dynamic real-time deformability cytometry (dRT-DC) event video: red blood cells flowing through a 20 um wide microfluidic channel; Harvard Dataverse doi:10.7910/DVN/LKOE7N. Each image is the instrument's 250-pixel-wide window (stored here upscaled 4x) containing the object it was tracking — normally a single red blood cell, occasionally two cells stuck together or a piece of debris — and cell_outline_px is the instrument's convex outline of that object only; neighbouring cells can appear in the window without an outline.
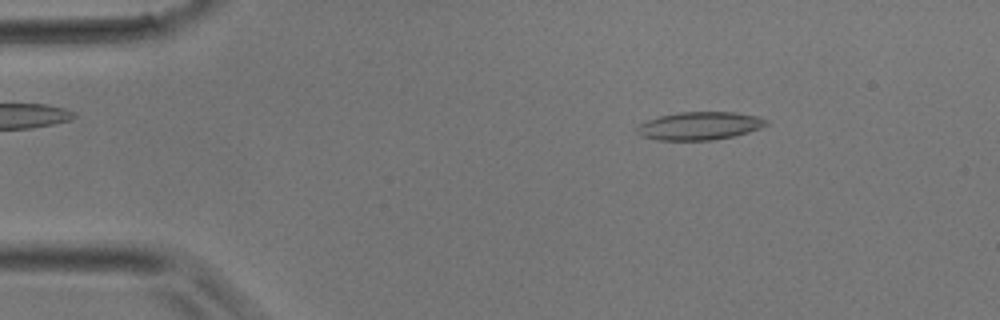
{"species": "common noctule bat (a hibernating species)", "species_latin": "Nyctalus noctula", "temperature_condition": "room temperature", "stored_images_in_passage": 37, "camera_frame_rate_fps": 3000, "um_per_image_px": 0.085, "animal": {"sex": "male", "body_mass_g": 17.9}, "frame": {"image": 1, "passage_image": 6, "time_ms": 1.667, "image_size_px": [1000, 320], "cell_outline_px": [[768, 124], [760, 128], [748, 132], [732, 136], [712, 140], [656, 140], [640, 136], [636, 132], [636, 128], [640, 124], [648, 120], [660, 116], [680, 112], [736, 112], [760, 116], [768, 120]], "centroid_in_image_um": [59.47, 10.69], "position_along_channel_um": 25.5, "area_um2": 21.15}}
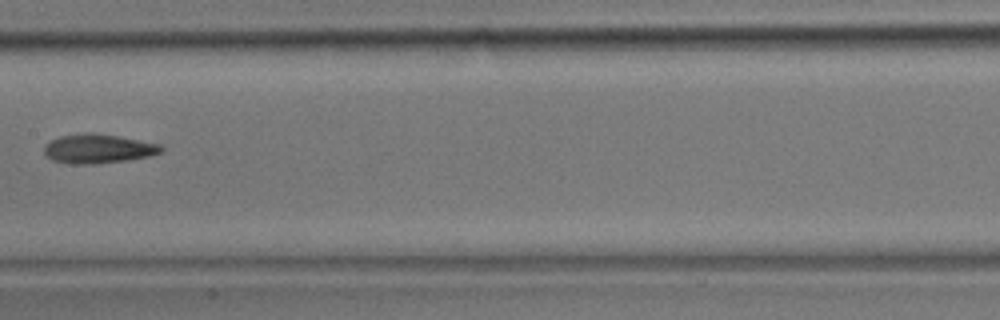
{"frame": {"image": 2, "passage_image": 19, "time_ms": 6.0, "image_size_px": [1000, 320], "cell_outline_px": [[164, 148], [160, 152], [148, 156], [128, 160], [96, 164], [72, 164], [52, 160], [44, 152], [44, 144], [48, 140], [60, 136], [88, 132], [92, 132], [116, 136], [160, 144]], "centroid_in_image_um": [8.29, 12.64], "position_along_channel_um": 199.1, "area_um2": 19.88}}
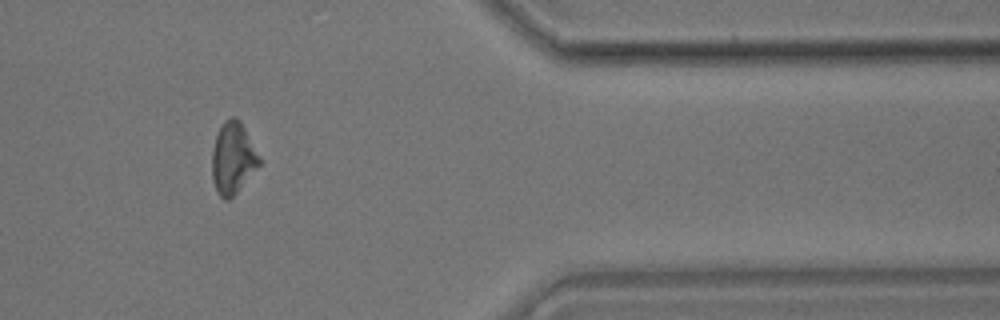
{"frame": {"image": 3, "passage_image": 31, "time_ms": 10.0, "image_size_px": [1000, 320], "cell_outline_px": [[260, 164], [236, 192], [228, 200], [224, 200], [216, 192], [212, 180], [212, 148], [216, 136], [224, 120], [232, 116], [236, 116], [240, 120], [260, 156]], "centroid_in_image_um": [19.78, 13.43], "position_along_channel_um": 391.6, "area_um2": 19.65}}